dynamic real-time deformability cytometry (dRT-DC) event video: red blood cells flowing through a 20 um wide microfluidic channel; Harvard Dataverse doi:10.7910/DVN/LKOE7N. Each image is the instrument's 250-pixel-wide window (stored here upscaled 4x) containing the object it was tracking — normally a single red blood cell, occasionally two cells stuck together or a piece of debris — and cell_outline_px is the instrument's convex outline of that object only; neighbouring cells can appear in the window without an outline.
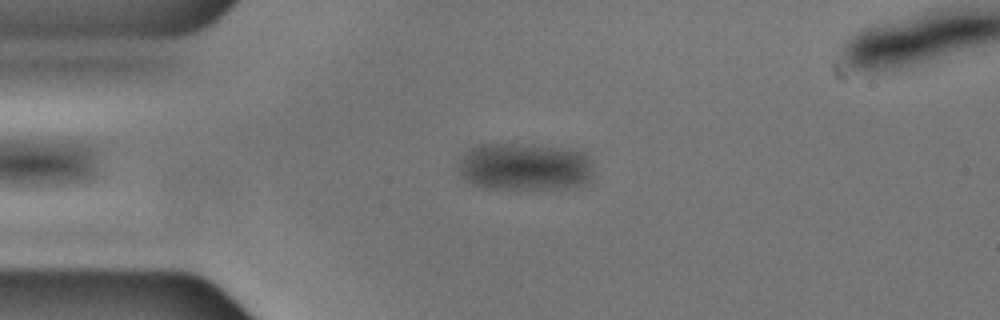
{"species": "common noctule bat (a hibernating species)", "species_latin": "Nyctalus noctula", "temperature_condition": "cold", "stored_images_in_passage": 48, "camera_frame_rate_fps": 3000, "um_per_image_px": 0.085, "animal": {"sex": "male", "body_mass_g": 17.9, "forearm_length_mm": 54.2}, "frame": {"image": 1, "passage_image": 13, "time_ms": 4.0, "image_size_px": [1000, 320], "cell_outline_px": [[592, 176], [588, 180], [576, 188], [484, 188], [468, 180], [460, 172], [460, 160], [464, 152], [480, 144], [516, 144], [568, 148], [584, 152], [592, 160]], "centroid_in_image_um": [44.67, 14.16], "position_along_channel_um": 40.3, "area_um2": 37.22}}
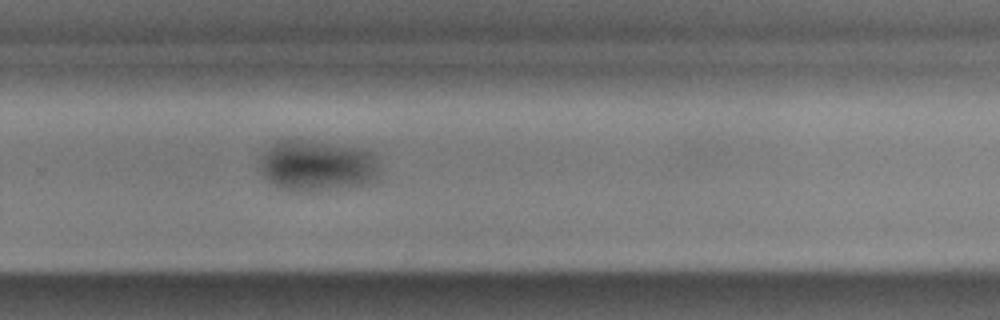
{"frame": {"image": 2, "passage_image": 37, "time_ms": 12.0, "image_size_px": [1000, 320], "cell_outline_px": [[380, 172], [376, 184], [356, 188], [320, 192], [296, 192], [280, 188], [272, 184], [260, 172], [256, 164], [264, 152], [276, 140], [304, 140], [364, 148], [372, 152], [376, 156], [380, 168]], "centroid_in_image_um": [27.03, 14.14], "position_along_channel_um": 302.8, "area_um2": 37.4}}
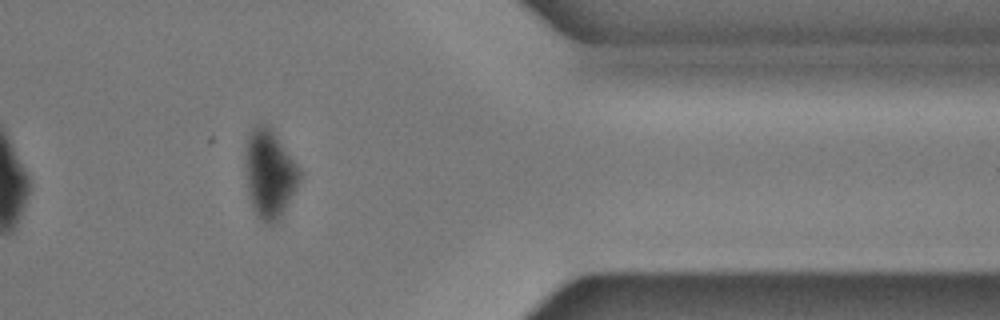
{"frame": {"image": 3, "passage_image": 46, "time_ms": 15.0, "image_size_px": [1000, 320], "cell_outline_px": [[300, 180], [280, 216], [272, 224], [264, 224], [256, 216], [252, 208], [248, 196], [244, 168], [244, 148], [248, 132], [256, 124], [268, 124], [272, 128], [300, 172]], "centroid_in_image_um": [22.82, 14.74], "position_along_channel_um": 388.6, "area_um2": 28.03}}